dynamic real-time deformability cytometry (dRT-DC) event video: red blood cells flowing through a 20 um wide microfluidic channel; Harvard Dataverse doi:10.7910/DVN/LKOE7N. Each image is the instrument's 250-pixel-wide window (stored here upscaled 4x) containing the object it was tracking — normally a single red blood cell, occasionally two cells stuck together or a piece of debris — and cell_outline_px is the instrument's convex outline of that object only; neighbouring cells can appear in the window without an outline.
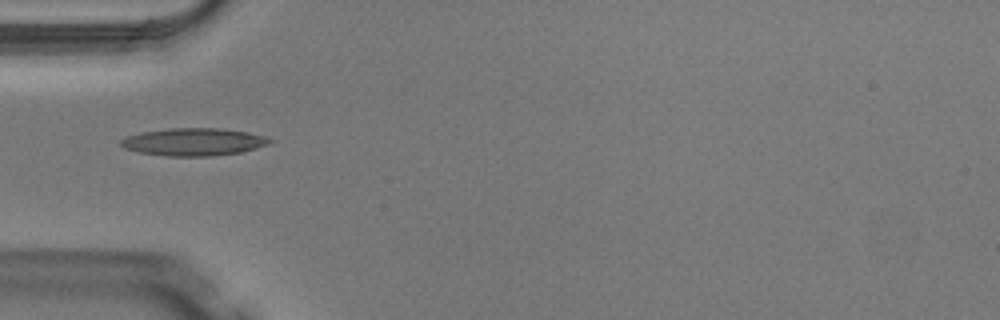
{"species": "Egyptian fruit bat (a non-hibernating species)", "species_latin": "Rousettus aegyptiacus", "temperature_condition": "warm", "stored_images_in_passage": 5, "camera_frame_rate_fps": 3000, "um_per_image_px": 0.085, "animal": {"sex": "male"}, "frame": {"image": 1, "passage_image": 4, "time_ms": 1.0, "image_size_px": [1000, 320], "cell_outline_px": [[276, 140], [268, 144], [240, 152], [212, 156], [168, 156], [140, 152], [124, 148], [120, 144], [120, 140], [128, 136], [144, 132], [168, 128], [216, 128], [248, 132], [264, 136]], "centroid_in_image_um": [16.48, 12.06], "position_along_channel_um": 68.5, "area_um2": 23.7}}